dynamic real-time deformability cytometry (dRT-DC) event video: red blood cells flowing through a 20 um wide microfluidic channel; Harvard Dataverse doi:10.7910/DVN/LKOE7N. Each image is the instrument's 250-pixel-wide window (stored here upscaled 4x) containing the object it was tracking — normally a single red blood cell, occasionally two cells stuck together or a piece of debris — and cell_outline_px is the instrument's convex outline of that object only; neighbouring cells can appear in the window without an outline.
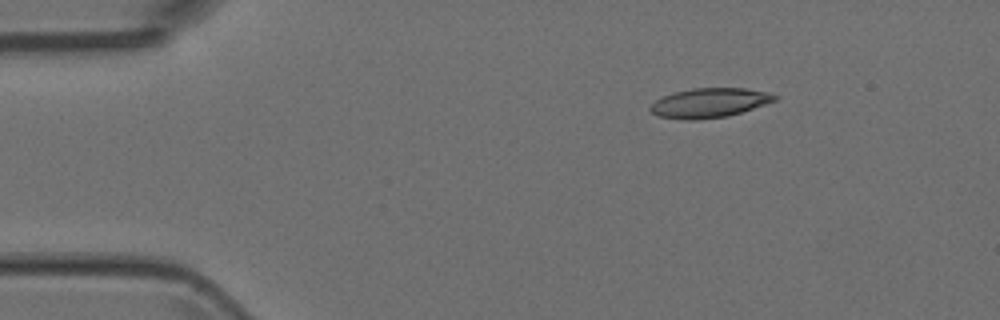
{"species": "Egyptian fruit bat (a non-hibernating species)", "species_latin": "Rousettus aegyptiacus", "temperature_condition": "room temperature", "stored_images_in_passage": 5, "camera_frame_rate_fps": 3000, "um_per_image_px": 0.085, "animal": {"sex": "female"}, "frame": {"image": 1, "passage_image": 3, "time_ms": 0.667, "image_size_px": [1000, 320], "cell_outline_px": [[780, 96], [776, 100], [728, 116], [696, 120], [684, 120], [660, 116], [652, 112], [648, 108], [656, 100], [664, 96], [676, 92], [692, 88], [744, 88], [768, 92]], "centroid_in_image_um": [60.31, 8.74], "position_along_channel_um": 24.7, "area_um2": 21.15}}
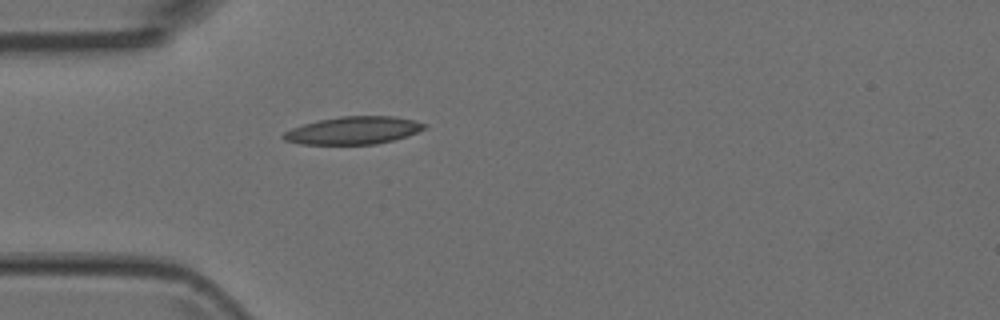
{"frame": {"image": 2, "passage_image": 5, "time_ms": 1.333, "image_size_px": [1000, 320], "cell_outline_px": [[428, 128], [392, 140], [376, 144], [300, 144], [284, 140], [280, 136], [284, 132], [292, 128], [316, 120], [340, 116], [392, 116], [416, 120], [428, 124]], "centroid_in_image_um": [30.03, 11.07], "position_along_channel_um": 55.0, "area_um2": 22.77}}